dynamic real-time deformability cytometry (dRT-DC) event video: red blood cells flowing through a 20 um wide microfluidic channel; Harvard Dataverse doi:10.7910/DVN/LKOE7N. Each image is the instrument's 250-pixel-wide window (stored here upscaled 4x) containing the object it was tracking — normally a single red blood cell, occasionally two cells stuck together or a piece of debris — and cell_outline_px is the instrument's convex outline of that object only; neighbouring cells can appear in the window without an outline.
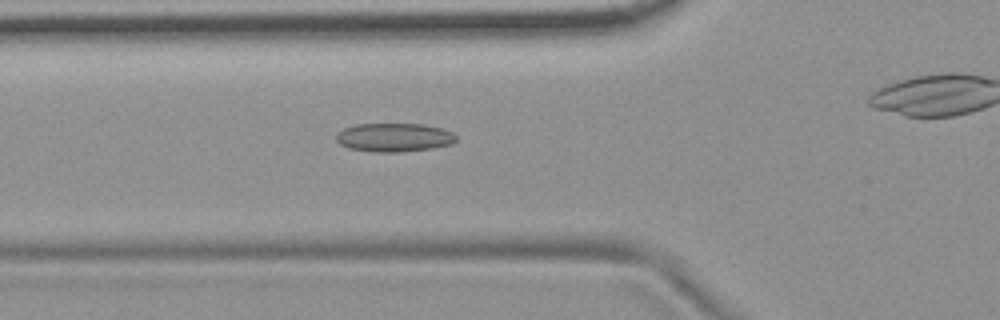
{"species": "common noctule bat (a hibernating species)", "species_latin": "Nyctalus noctula", "temperature_condition": "room temperature", "stored_images_in_passage": 44, "camera_frame_rate_fps": 3000, "um_per_image_px": 0.085, "animal": {"sex": "female", "body_mass_g": 19.9}, "frame": {"image": 1, "passage_image": 19, "time_ms": 6.0, "image_size_px": [1000, 320], "cell_outline_px": [[456, 140], [452, 144], [432, 148], [400, 152], [376, 152], [348, 148], [340, 144], [336, 140], [336, 132], [344, 128], [356, 124], [424, 124], [444, 128], [452, 132], [456, 136]], "centroid_in_image_um": [33.5, 11.67], "position_along_channel_um": 92.3, "area_um2": 20.17}}
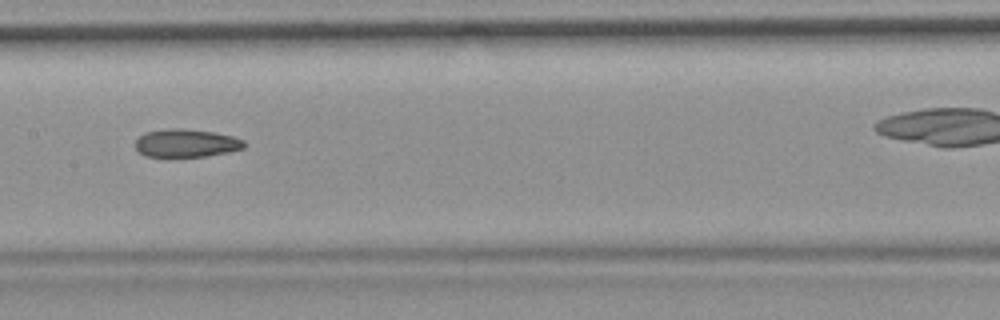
{"frame": {"image": 2, "passage_image": 27, "time_ms": 8.667, "image_size_px": [1000, 320], "cell_outline_px": [[244, 148], [228, 152], [204, 156], [168, 160], [144, 156], [136, 148], [136, 140], [144, 132], [168, 128], [184, 128], [212, 132], [232, 136], [244, 140]], "centroid_in_image_um": [15.76, 12.21], "position_along_channel_um": 191.6, "area_um2": 18.5}}
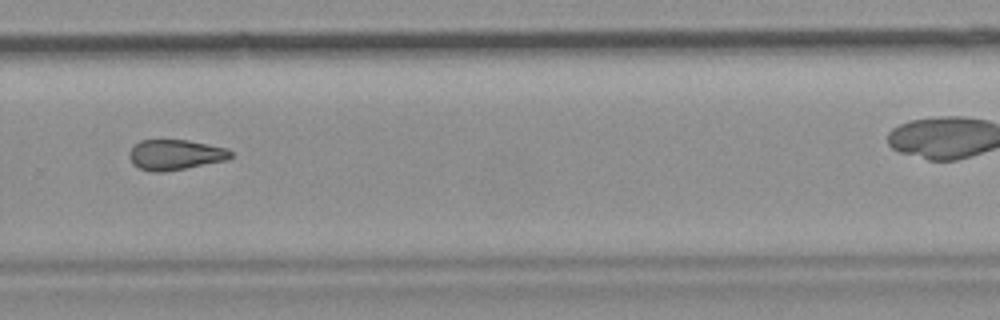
{"frame": {"image": 3, "passage_image": 37, "time_ms": 12.0, "image_size_px": [1000, 320], "cell_outline_px": [[232, 156], [228, 160], [164, 172], [152, 172], [140, 168], [132, 164], [128, 156], [128, 152], [140, 140], [188, 140], [228, 148], [232, 152]], "centroid_in_image_um": [14.9, 13.15], "position_along_channel_um": 314.9, "area_um2": 18.03}}